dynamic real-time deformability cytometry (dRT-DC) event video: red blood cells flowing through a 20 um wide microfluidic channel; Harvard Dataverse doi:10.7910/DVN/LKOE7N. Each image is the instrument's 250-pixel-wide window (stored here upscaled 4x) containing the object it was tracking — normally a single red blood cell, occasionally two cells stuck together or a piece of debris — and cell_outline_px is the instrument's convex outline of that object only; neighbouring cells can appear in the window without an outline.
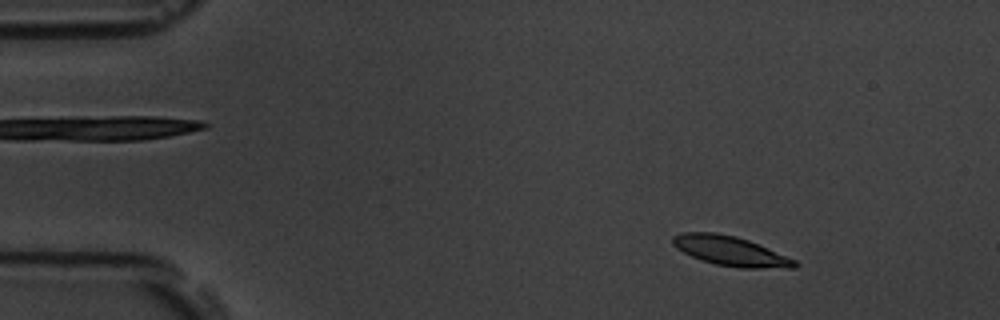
{"species": "common noctule bat (a hibernating species)", "species_latin": "Nyctalus noctula", "temperature_condition": "room temperature", "stored_images_in_passage": 54, "camera_frame_rate_fps": 3000, "um_per_image_px": 0.085, "animal": {"sex": "male", "body_mass_g": 19.5, "forearm_length_mm": 54.6}, "frame": {"image": 1, "passage_image": 7, "time_ms": 2.0, "image_size_px": [1000, 320], "cell_outline_px": [[800, 264], [796, 268], [740, 268], [716, 264], [692, 256], [676, 248], [672, 244], [672, 236], [684, 232], [716, 232], [736, 236], [748, 240], [768, 248], [796, 260]], "centroid_in_image_um": [62.11, 21.33], "position_along_channel_um": 22.9, "area_um2": 20.98}}
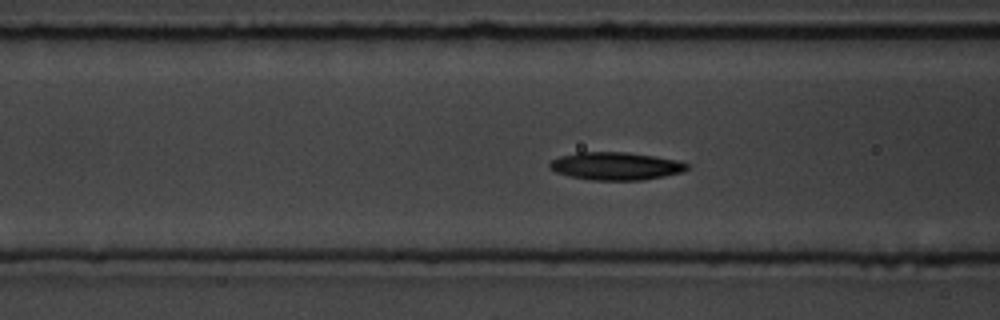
{"frame": {"image": 2, "passage_image": 21, "time_ms": 6.667, "image_size_px": [1000, 320], "cell_outline_px": [[688, 168], [684, 172], [644, 180], [592, 180], [568, 176], [556, 172], [548, 168], [548, 164], [552, 160], [560, 156], [576, 152], [628, 152], [656, 156], [680, 160], [688, 164]], "centroid_in_image_um": [52.35, 14.11], "position_along_channel_um": 114.3, "area_um2": 22.54}}
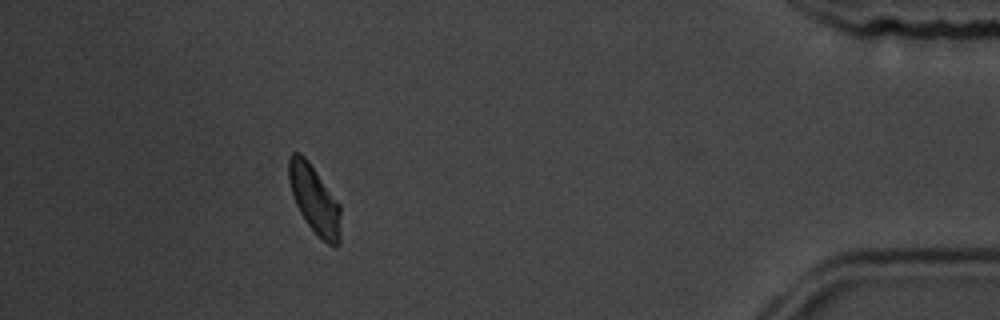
{"frame": {"image": 3, "passage_image": 49, "time_ms": 16.0, "image_size_px": [1000, 320], "cell_outline_px": [[340, 244], [336, 248], [332, 248], [308, 224], [300, 212], [292, 196], [288, 180], [288, 156], [292, 152], [300, 152], [308, 160], [340, 204]], "centroid_in_image_um": [26.72, 16.94], "position_along_channel_um": 408.5, "area_um2": 20.69}, "authors_computed_cell_mechanics": {"area_um2": 21.2126, "velocity_mm_per_s": 3.7315, "shape_relaxation_time_tau1_ms": 2.5416, "shape_relaxation_time_tau2_ms": null, "deformation_change_tau1": 0.1194, "deformation_change_tau2": null}}